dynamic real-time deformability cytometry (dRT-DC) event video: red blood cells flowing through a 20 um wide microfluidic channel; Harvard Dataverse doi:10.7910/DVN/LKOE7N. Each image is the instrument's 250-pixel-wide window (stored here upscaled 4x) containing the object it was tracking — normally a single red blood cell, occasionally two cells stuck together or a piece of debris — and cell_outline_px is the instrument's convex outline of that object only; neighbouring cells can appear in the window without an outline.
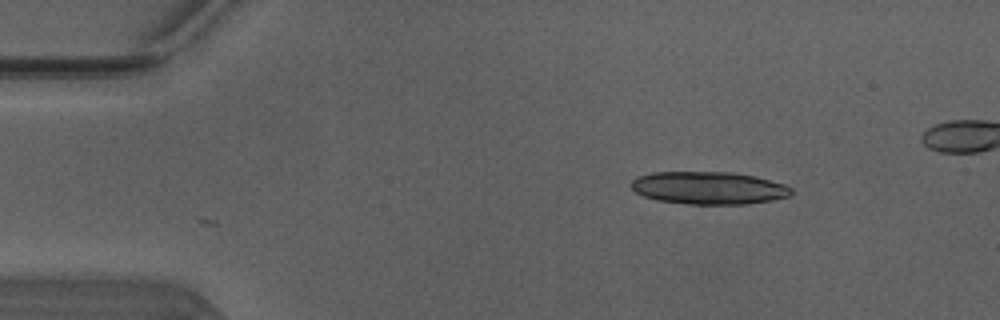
{"species": "Egyptian fruit bat (a non-hibernating species)", "species_latin": "Rousettus aegyptiacus", "temperature_condition": "warm", "stored_images_in_passage": 20, "camera_frame_rate_fps": 3000, "um_per_image_px": 0.085, "animal": {"sex": "male"}, "frame": {"image": 1, "passage_image": 1, "time_ms": 0.0, "image_size_px": [1000, 320], "cell_outline_px": [[792, 192], [788, 196], [768, 200], [744, 204], [692, 204], [656, 200], [644, 196], [636, 192], [628, 184], [636, 176], [652, 172], [732, 172], [752, 176], [784, 184], [792, 188]], "centroid_in_image_um": [60.16, 15.96], "position_along_channel_um": 24.8, "area_um2": 30.23}}